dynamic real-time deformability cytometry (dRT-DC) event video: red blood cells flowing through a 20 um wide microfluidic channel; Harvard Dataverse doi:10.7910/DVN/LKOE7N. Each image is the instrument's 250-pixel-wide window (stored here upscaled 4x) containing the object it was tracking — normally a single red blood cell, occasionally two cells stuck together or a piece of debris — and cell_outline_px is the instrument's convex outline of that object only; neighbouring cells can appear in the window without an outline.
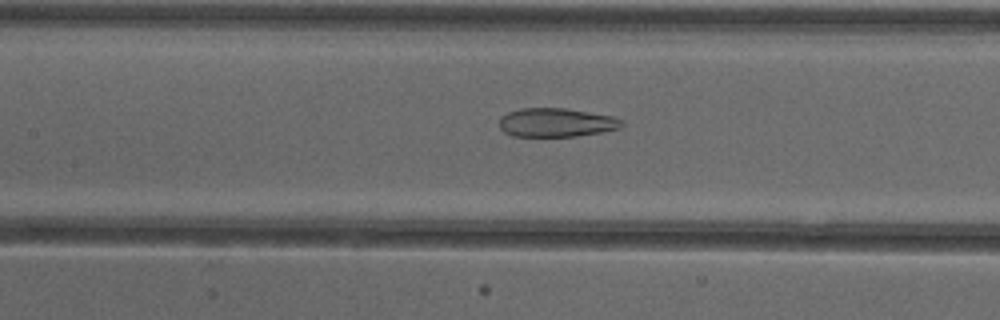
{"species": "common noctule bat (a hibernating species)", "species_latin": "Nyctalus noctula", "temperature_condition": "cold", "stored_images_in_passage": 53, "camera_frame_rate_fps": 3000, "um_per_image_px": 0.085, "animal": {"sex": "female"}, "frame": {"image": 1, "passage_image": 25, "time_ms": 8.0, "image_size_px": [1000, 320], "cell_outline_px": [[624, 124], [620, 128], [600, 132], [576, 136], [512, 136], [504, 132], [500, 128], [500, 116], [508, 112], [520, 108], [564, 108], [612, 116], [624, 120]], "centroid_in_image_um": [47.27, 10.41], "position_along_channel_um": 160.1, "area_um2": 20.52}}
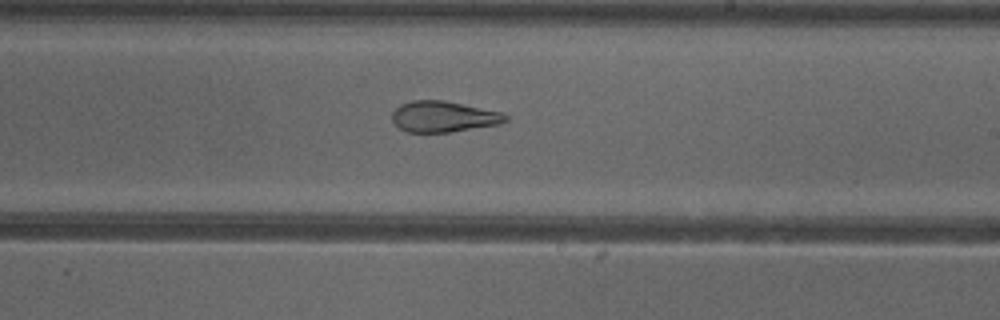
{"frame": {"image": 2, "passage_image": 32, "time_ms": 10.333, "image_size_px": [1000, 320], "cell_outline_px": [[508, 120], [500, 124], [452, 132], [408, 132], [400, 128], [392, 120], [392, 112], [400, 104], [412, 100], [444, 100], [500, 112], [508, 116]], "centroid_in_image_um": [37.69, 9.91], "position_along_channel_um": 251.3, "area_um2": 20.4}}
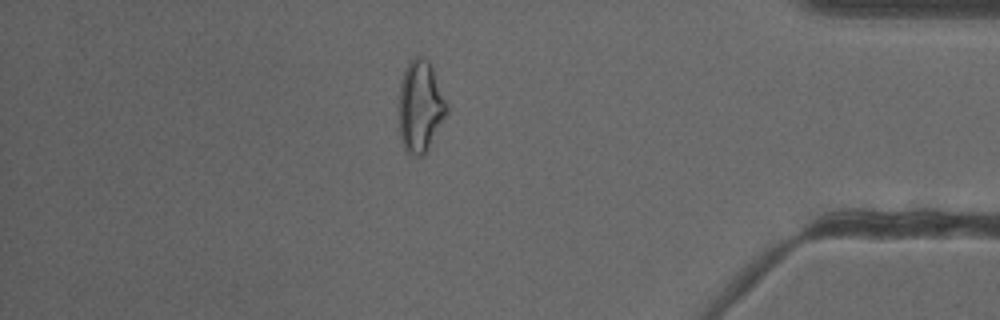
{"frame": {"image": 3, "passage_image": 46, "time_ms": 15.0, "image_size_px": [1000, 320], "cell_outline_px": [[448, 112], [424, 156], [416, 156], [408, 152], [404, 148], [400, 136], [400, 80], [404, 68], [408, 60], [416, 56], [424, 56], [428, 60], [432, 68], [448, 108]], "centroid_in_image_um": [35.71, 9.02], "position_along_channel_um": 399.5, "area_um2": 25.32}, "authors_computed_cell_mechanics": {"area_um2": 25.721, "velocity_mm_per_s": 3.924, "shape_relaxation_time_tau1_ms": null, "shape_relaxation_time_tau2_ms": 1.9992, "deformation_change_tau1": null, "deformation_change_tau2": 0.1056}}